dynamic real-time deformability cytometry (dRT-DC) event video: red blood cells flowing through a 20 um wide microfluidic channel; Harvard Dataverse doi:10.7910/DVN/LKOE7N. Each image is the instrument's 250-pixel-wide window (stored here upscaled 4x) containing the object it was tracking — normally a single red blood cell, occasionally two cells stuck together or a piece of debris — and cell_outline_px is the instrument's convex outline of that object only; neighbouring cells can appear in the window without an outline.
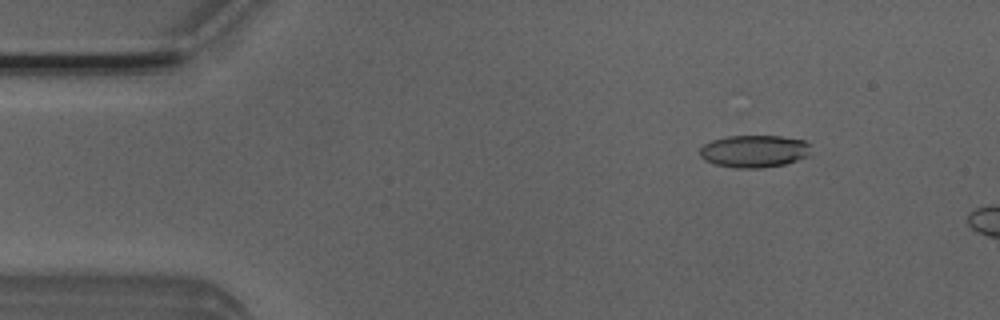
{"species": "Egyptian fruit bat (a non-hibernating species)", "species_latin": "Rousettus aegyptiacus", "temperature_condition": "room temperature", "stored_images_in_passage": 11, "camera_frame_rate_fps": 3000, "um_per_image_px": 0.085, "animal": {"sex": "male"}, "frame": {"image": 1, "passage_image": 7, "time_ms": 2.0, "image_size_px": [1000, 320], "cell_outline_px": [[808, 156], [784, 164], [760, 168], [736, 168], [716, 164], [704, 160], [700, 156], [700, 148], [704, 144], [712, 140], [728, 136], [780, 136], [804, 140], [808, 144]], "centroid_in_image_um": [64.07, 12.85], "position_along_channel_um": 20.9, "area_um2": 20.75}}